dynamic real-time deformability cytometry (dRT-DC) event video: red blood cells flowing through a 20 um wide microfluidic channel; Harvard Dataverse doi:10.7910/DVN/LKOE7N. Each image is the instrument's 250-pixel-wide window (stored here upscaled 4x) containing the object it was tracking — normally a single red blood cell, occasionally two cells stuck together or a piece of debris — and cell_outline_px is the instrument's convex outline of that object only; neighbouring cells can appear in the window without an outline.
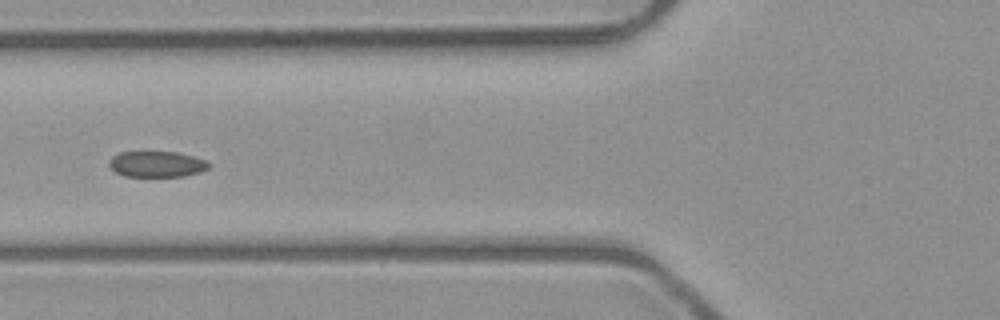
{"species": "common noctule bat (a hibernating species)", "species_latin": "Nyctalus noctula", "temperature_condition": "room temperature", "stored_images_in_passage": 7, "camera_frame_rate_fps": 3000, "um_per_image_px": 0.085, "animal": {"sex": "male", "body_mass_g": 23.1, "forearm_length_mm": 52.7}, "frame": {"image": 1, "passage_image": 7, "time_ms": 6.667, "image_size_px": [1000, 320], "cell_outline_px": [[212, 164], [208, 168], [200, 172], [184, 176], [124, 176], [116, 172], [108, 164], [108, 160], [112, 156], [120, 152], [176, 152], [208, 160]], "centroid_in_image_um": [13.34, 13.95], "position_along_channel_um": 112.5, "area_um2": 15.09}}